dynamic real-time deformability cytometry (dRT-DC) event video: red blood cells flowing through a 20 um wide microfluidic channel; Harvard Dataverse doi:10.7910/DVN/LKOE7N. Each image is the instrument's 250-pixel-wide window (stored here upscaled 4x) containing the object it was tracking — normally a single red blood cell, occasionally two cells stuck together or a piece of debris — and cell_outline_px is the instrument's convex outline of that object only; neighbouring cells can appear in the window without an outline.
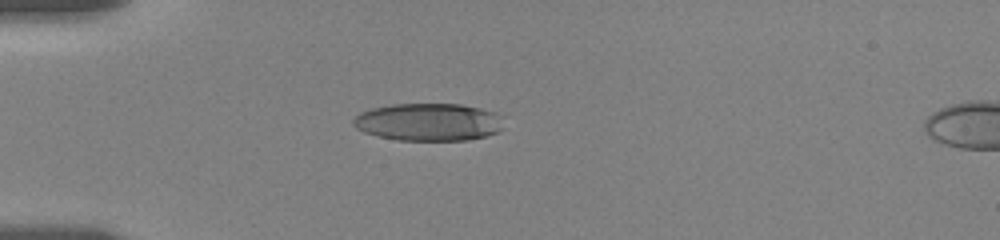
{"species": "human", "species_latin": "Homo sapiens", "temperature_condition": "room temperature", "stored_images_in_passage": 42, "camera_frame_rate_fps": 3000, "um_per_image_px": 0.085, "donor": {"sex": "female"}, "frame": {"image": 1, "passage_image": 1, "time_ms": 0.0, "image_size_px": [1000, 240], "cell_outline_px": [[500, 128], [496, 132], [484, 136], [468, 140], [396, 140], [364, 132], [356, 128], [352, 124], [352, 120], [360, 112], [372, 108], [392, 104], [460, 104], [480, 108], [496, 112], [500, 116]], "centroid_in_image_um": [36.38, 10.37], "position_along_channel_um": 48.6, "area_um2": 32.77}}
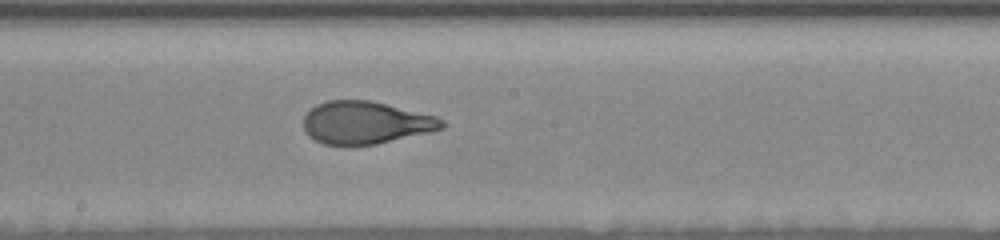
{"frame": {"image": 2, "passage_image": 17, "time_ms": 5.333, "image_size_px": [1000, 240], "cell_outline_px": [[448, 124], [444, 128], [432, 132], [376, 144], [324, 144], [308, 136], [304, 128], [304, 116], [316, 104], [328, 100], [368, 100], [436, 116], [444, 120]], "centroid_in_image_um": [31.12, 10.42], "position_along_channel_um": 217.1, "area_um2": 34.16}}
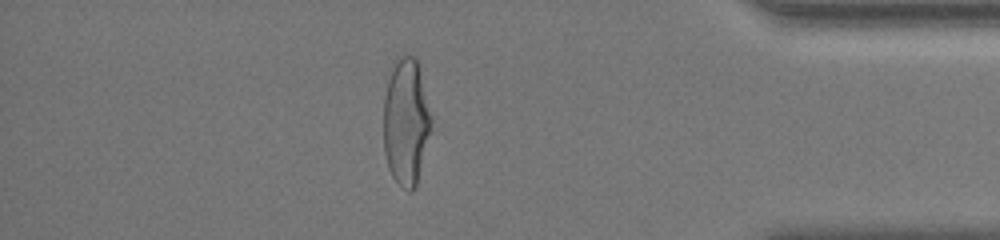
{"frame": {"image": 3, "passage_image": 35, "time_ms": 11.333, "image_size_px": [1000, 240], "cell_outline_px": [[432, 120], [416, 188], [412, 192], [408, 192], [392, 176], [388, 168], [384, 152], [384, 96], [388, 80], [396, 56], [404, 52], [416, 56], [432, 116]], "centroid_in_image_um": [34.5, 10.3], "position_along_channel_um": 400.7, "area_um2": 35.49}, "authors_computed_cell_mechanics": {"area_um2": 35.2002, "velocity_mm_per_s": 3.5294, "shape_relaxation_time_tau1_ms": 5.3349, "shape_relaxation_time_tau2_ms": 0.6932, "deformation_change_tau1": 0.2081, "deformation_change_tau2": 0.0709}}